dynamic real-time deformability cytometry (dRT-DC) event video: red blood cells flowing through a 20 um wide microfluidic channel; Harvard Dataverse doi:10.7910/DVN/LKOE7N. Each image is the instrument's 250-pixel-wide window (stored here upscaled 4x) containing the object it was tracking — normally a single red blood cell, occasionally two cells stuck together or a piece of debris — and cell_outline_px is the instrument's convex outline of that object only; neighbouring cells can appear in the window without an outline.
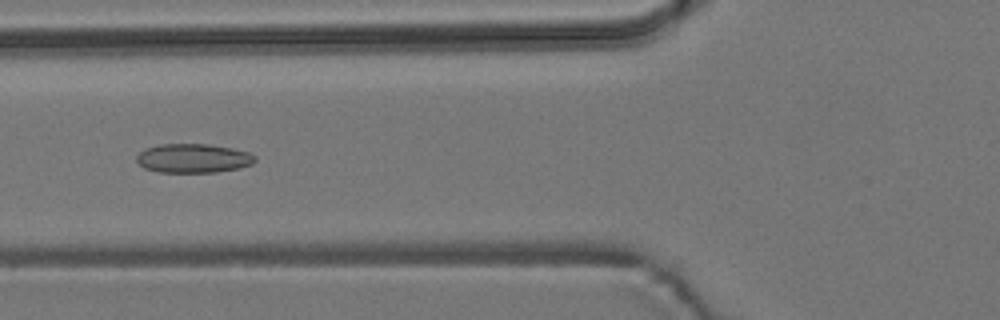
{"species": "common noctule bat (a hibernating species)", "species_latin": "Nyctalus noctula", "temperature_condition": "room temperature", "stored_images_in_passage": 8, "camera_frame_rate_fps": 3000, "um_per_image_px": 0.085, "animal": {"sex": "male", "body_mass_g": 19.2, "forearm_length_mm": 51.8}, "frame": {"image": 1, "passage_image": 6, "time_ms": 5.667, "image_size_px": [1000, 320], "cell_outline_px": [[256, 160], [252, 164], [240, 168], [216, 172], [160, 172], [144, 168], [136, 160], [136, 156], [144, 148], [160, 144], [208, 144], [232, 148], [248, 152], [256, 156]], "centroid_in_image_um": [16.43, 13.45], "position_along_channel_um": 109.4, "area_um2": 20.11}}
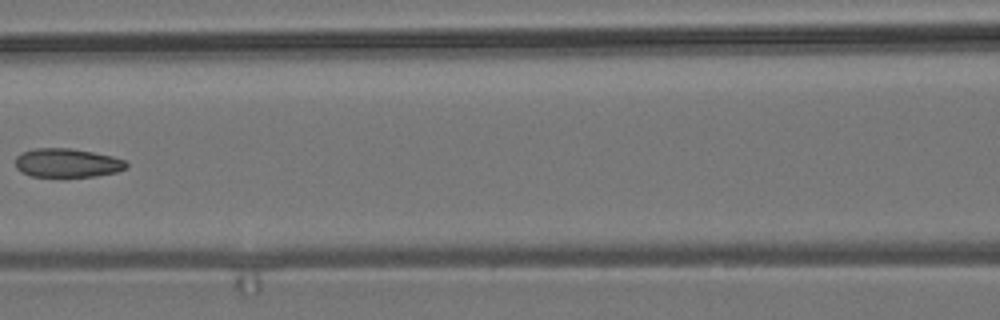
{"frame": {"image": 2, "passage_image": 7, "time_ms": 7.0, "image_size_px": [1000, 320], "cell_outline_px": [[128, 164], [124, 168], [116, 172], [96, 176], [32, 176], [20, 172], [16, 168], [16, 156], [32, 148], [72, 148], [112, 156], [124, 160]], "centroid_in_image_um": [5.68, 13.84], "position_along_channel_um": 160.9, "area_um2": 18.5}}
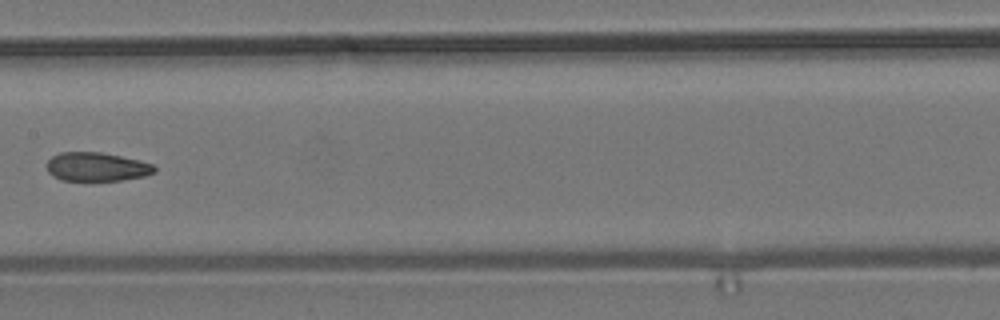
{"frame": {"image": 3, "passage_image": 8, "time_ms": 8.0, "image_size_px": [1000, 320], "cell_outline_px": [[156, 172], [144, 176], [120, 180], [60, 180], [52, 176], [48, 172], [48, 160], [52, 156], [60, 152], [100, 152], [120, 156], [152, 164], [156, 168]], "centroid_in_image_um": [8.19, 14.18], "position_along_channel_um": 199.2, "area_um2": 17.86}}